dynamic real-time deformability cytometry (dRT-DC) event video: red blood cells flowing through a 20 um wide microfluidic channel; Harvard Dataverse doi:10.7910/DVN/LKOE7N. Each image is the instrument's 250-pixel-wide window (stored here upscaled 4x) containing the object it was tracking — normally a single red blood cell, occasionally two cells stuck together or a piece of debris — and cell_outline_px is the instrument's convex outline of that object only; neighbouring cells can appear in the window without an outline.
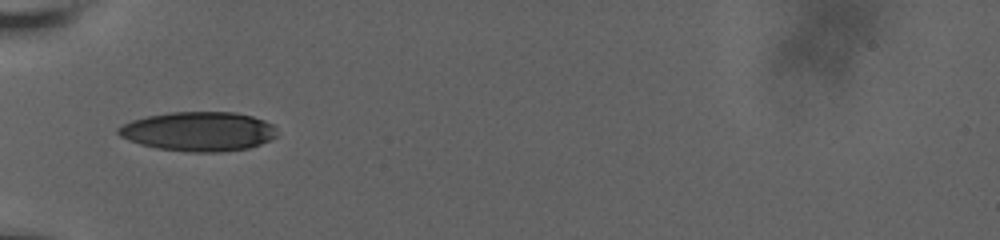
{"species": "human", "species_latin": "Homo sapiens", "temperature_condition": "room temperature", "stored_images_in_passage": 25, "camera_frame_rate_fps": 3000, "um_per_image_px": 0.085, "donor": {"sex": "male"}, "frame": {"image": 1, "passage_image": 1, "time_ms": 0.0, "image_size_px": [1000, 240], "cell_outline_px": [[276, 136], [260, 144], [248, 148], [220, 152], [192, 152], [156, 148], [140, 144], [128, 140], [120, 136], [116, 132], [116, 128], [132, 120], [148, 116], [168, 112], [236, 112], [252, 116], [264, 120], [272, 124], [276, 128]], "centroid_in_image_um": [16.86, 11.17], "position_along_channel_um": 68.1, "area_um2": 36.41}}
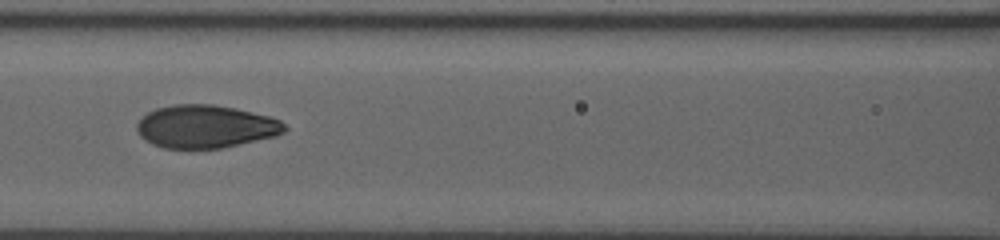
{"frame": {"image": 2, "passage_image": 14, "time_ms": 2.333, "image_size_px": [1000, 240], "cell_outline_px": [[288, 128], [284, 132], [276, 136], [220, 148], [164, 148], [152, 144], [144, 140], [136, 132], [136, 124], [148, 112], [156, 108], [176, 104], [212, 104], [236, 108], [268, 116], [280, 120]], "centroid_in_image_um": [17.46, 10.75], "position_along_channel_um": 149.1, "area_um2": 36.93}}
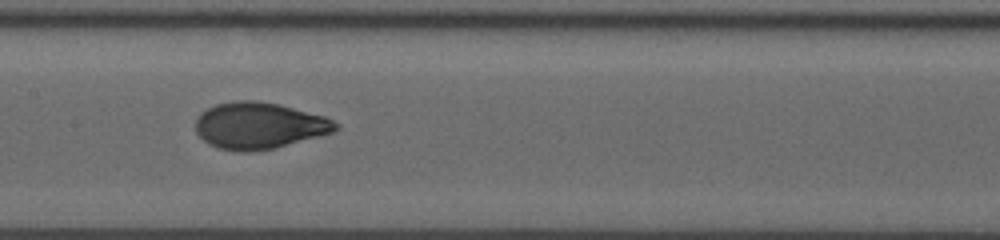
{"frame": {"image": 3, "passage_image": 20, "time_ms": 3.333, "image_size_px": [1000, 240], "cell_outline_px": [[340, 128], [332, 132], [276, 148], [248, 152], [240, 152], [220, 148], [208, 144], [196, 132], [196, 116], [200, 112], [216, 104], [236, 100], [256, 100], [280, 104], [324, 116], [340, 124]], "centroid_in_image_um": [22.01, 10.67], "position_along_channel_um": 185.4, "area_um2": 38.09}}